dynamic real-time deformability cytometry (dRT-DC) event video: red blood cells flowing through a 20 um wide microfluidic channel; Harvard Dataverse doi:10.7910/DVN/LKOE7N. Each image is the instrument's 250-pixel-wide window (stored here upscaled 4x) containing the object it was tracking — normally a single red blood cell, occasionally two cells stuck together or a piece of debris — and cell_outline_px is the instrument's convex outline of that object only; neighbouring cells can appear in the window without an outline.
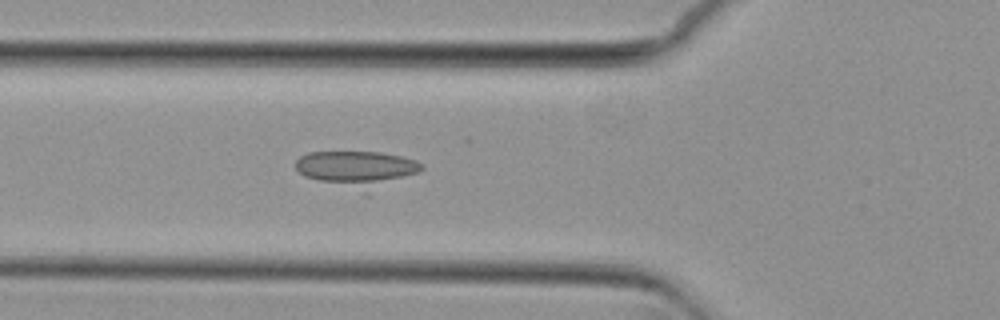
{"species": "common noctule bat (a hibernating species)", "species_latin": "Nyctalus noctula", "temperature_condition": "cold", "stored_images_in_passage": 40, "camera_frame_rate_fps": 3000, "um_per_image_px": 0.085, "animal": {"sex": "female", "body_mass_g": 29.2, "forearm_length_mm": 56.3}, "frame": {"image": 1, "passage_image": 7, "time_ms": 2.0, "image_size_px": [1000, 320], "cell_outline_px": [[424, 168], [420, 172], [368, 196], [364, 196], [304, 176], [296, 168], [296, 160], [300, 156], [308, 152], [380, 152], [400, 156], [416, 160], [424, 164]], "centroid_in_image_um": [30.42, 14.44], "position_along_channel_um": 95.4, "area_um2": 27.86}}
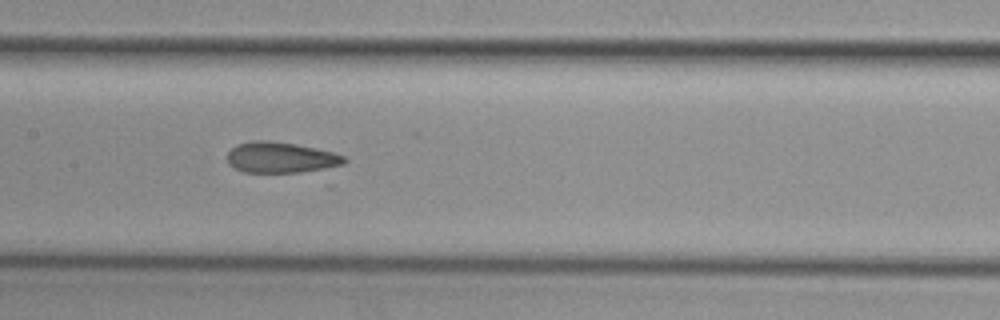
{"frame": {"image": 2, "passage_image": 14, "time_ms": 4.333, "image_size_px": [1000, 320], "cell_outline_px": [[348, 160], [344, 164], [328, 168], [300, 172], [244, 172], [228, 164], [228, 152], [236, 144], [252, 140], [272, 140], [296, 144], [316, 148], [332, 152], [344, 156]], "centroid_in_image_um": [23.87, 13.37], "position_along_channel_um": 183.5, "area_um2": 21.1}}
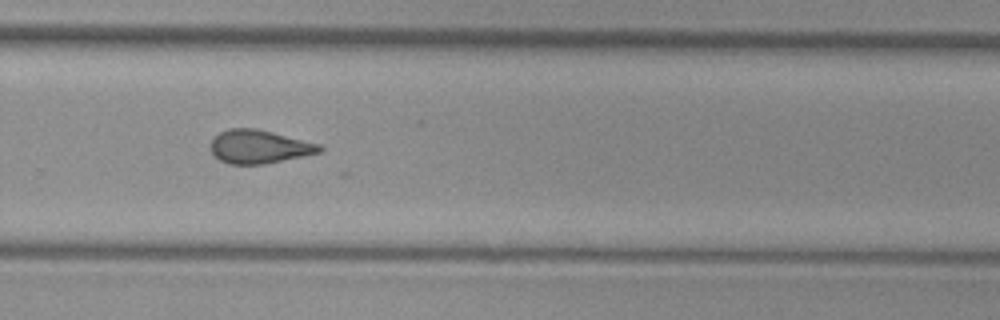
{"frame": {"image": 3, "passage_image": 24, "time_ms": 7.667, "image_size_px": [1000, 320], "cell_outline_px": [[324, 148], [320, 152], [304, 156], [264, 164], [228, 164], [220, 160], [212, 152], [212, 140], [220, 132], [228, 128], [256, 128], [320, 144]], "centroid_in_image_um": [22.04, 12.47], "position_along_channel_um": 307.8, "area_um2": 21.04}, "authors_computed_cell_mechanics": {"area_um2": 21.2126, "velocity_mm_per_s": 3.7475, "shape_relaxation_time_tau1_ms": null, "shape_relaxation_time_tau2_ms": 8.3344, "deformation_change_tau1": null, "deformation_change_tau2": 0.1011}}